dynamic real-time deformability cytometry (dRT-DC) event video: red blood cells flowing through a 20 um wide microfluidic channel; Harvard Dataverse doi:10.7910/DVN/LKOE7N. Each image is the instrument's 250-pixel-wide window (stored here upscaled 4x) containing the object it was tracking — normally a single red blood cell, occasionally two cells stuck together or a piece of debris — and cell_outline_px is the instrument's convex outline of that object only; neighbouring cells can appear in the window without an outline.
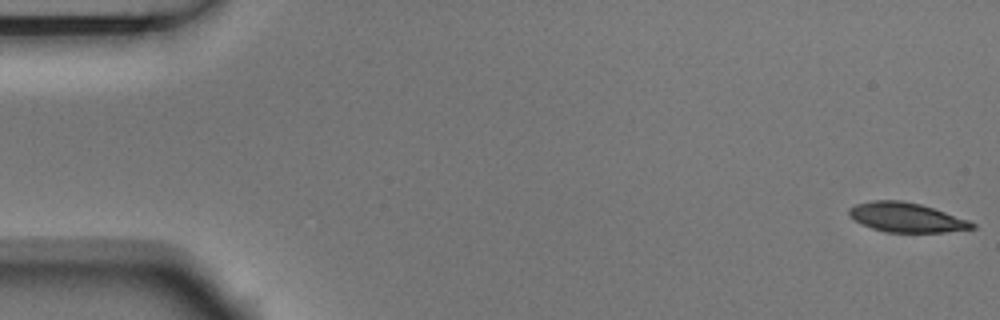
{"species": "Egyptian fruit bat (a non-hibernating species)", "species_latin": "Rousettus aegyptiacus", "temperature_condition": "room temperature", "stored_images_in_passage": 4, "camera_frame_rate_fps": 3000, "um_per_image_px": 0.085, "animal": {"sex": "male"}, "frame": {"image": 1, "passage_image": 1, "time_ms": 0.0, "image_size_px": [1000, 320], "cell_outline_px": [[976, 228], [944, 232], [888, 232], [872, 228], [860, 224], [848, 212], [848, 208], [856, 204], [872, 200], [900, 200], [920, 204], [968, 220], [976, 224]], "centroid_in_image_um": [77.03, 18.48], "position_along_channel_um": 8.0, "area_um2": 20.87}}